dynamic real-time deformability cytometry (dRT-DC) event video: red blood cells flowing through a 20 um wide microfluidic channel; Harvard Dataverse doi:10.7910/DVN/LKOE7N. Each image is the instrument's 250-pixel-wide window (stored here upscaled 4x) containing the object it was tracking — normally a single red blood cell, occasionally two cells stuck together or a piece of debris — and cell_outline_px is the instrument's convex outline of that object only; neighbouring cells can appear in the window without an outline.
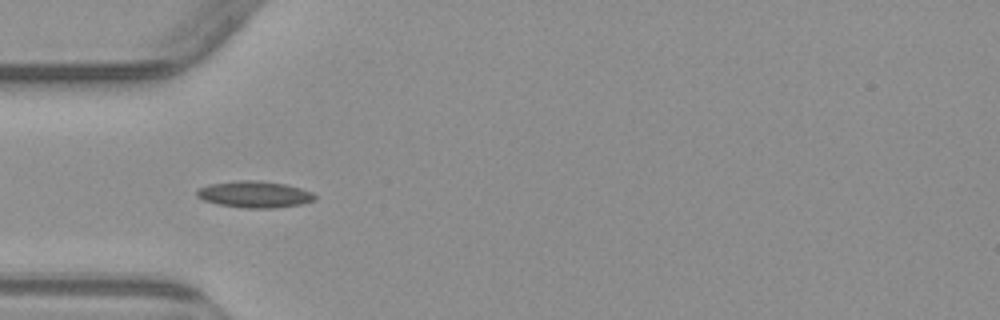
{"species": "common noctule bat (a hibernating species)", "species_latin": "Nyctalus noctula", "temperature_condition": "warm", "stored_images_in_passage": 3, "camera_frame_rate_fps": 3000, "um_per_image_px": 0.085, "animal": {"sex": "male", "body_mass_g": 23.1, "forearm_length_mm": 52.7}, "frame": {"image": 1, "passage_image": 3, "time_ms": 4.667, "image_size_px": [1000, 320], "cell_outline_px": [[316, 200], [300, 204], [272, 208], [244, 208], [220, 204], [204, 200], [196, 196], [196, 188], [208, 184], [240, 180], [256, 180], [284, 184], [300, 188], [312, 192], [316, 196]], "centroid_in_image_um": [21.61, 16.51], "position_along_channel_um": 63.4, "area_um2": 18.21}}